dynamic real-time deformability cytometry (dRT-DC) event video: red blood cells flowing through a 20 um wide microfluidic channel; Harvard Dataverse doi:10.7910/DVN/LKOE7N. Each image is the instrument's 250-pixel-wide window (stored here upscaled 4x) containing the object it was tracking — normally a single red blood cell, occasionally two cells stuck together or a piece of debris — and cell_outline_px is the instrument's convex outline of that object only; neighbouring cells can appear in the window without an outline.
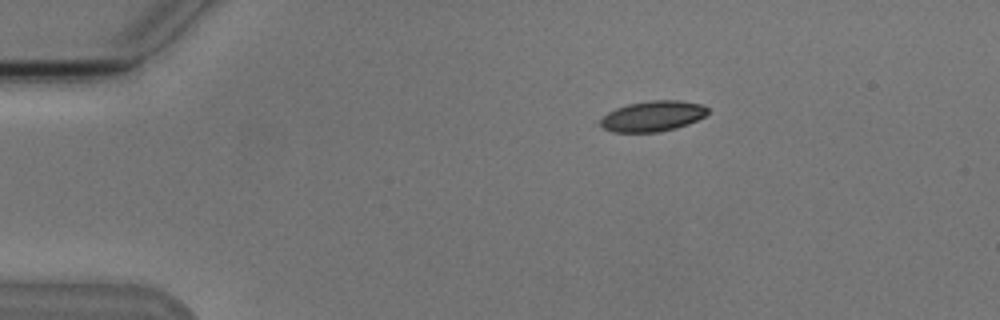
{"species": "Egyptian fruit bat (a non-hibernating species)", "species_latin": "Rousettus aegyptiacus", "temperature_condition": "cold", "stored_images_in_passage": 8, "camera_frame_rate_fps": 3000, "um_per_image_px": 0.085, "animal": {"sex": "male"}, "frame": {"image": 1, "passage_image": 1, "time_ms": 0.0, "image_size_px": [1000, 320], "cell_outline_px": [[708, 112], [704, 116], [688, 124], [676, 128], [660, 132], [612, 132], [604, 128], [600, 124], [600, 120], [608, 112], [616, 108], [628, 104], [652, 100], [680, 100], [704, 104], [708, 108]], "centroid_in_image_um": [55.5, 9.87], "position_along_channel_um": 29.5, "area_um2": 19.13}}
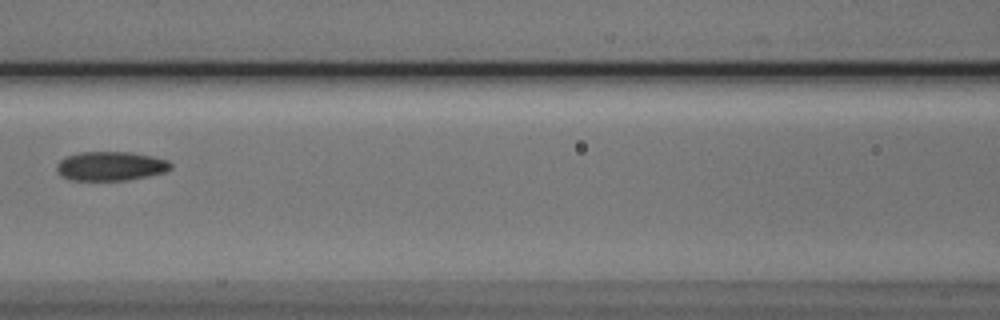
{"frame": {"image": 2, "passage_image": 5, "time_ms": 5.0, "image_size_px": [1000, 320], "cell_outline_px": [[172, 168], [164, 172], [128, 180], [72, 180], [64, 176], [56, 168], [56, 164], [60, 160], [68, 156], [80, 152], [132, 152], [152, 156], [168, 160], [172, 164]], "centroid_in_image_um": [9.44, 14.11], "position_along_channel_um": 157.2, "area_um2": 19.19}}
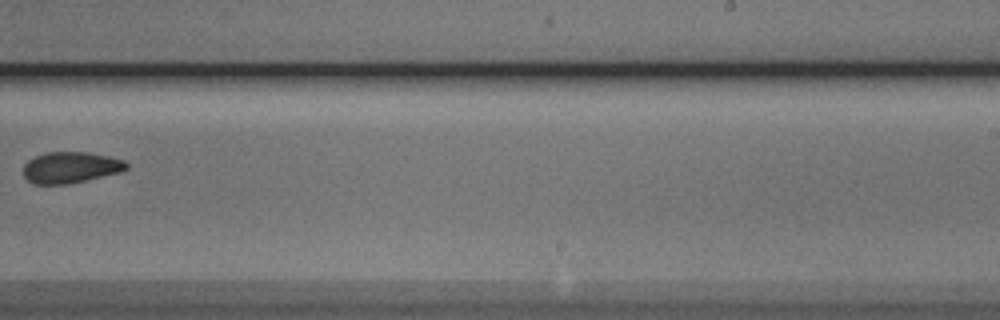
{"frame": {"image": 3, "passage_image": 8, "time_ms": 8.333, "image_size_px": [1000, 320], "cell_outline_px": [[128, 168], [120, 172], [68, 184], [36, 184], [28, 180], [24, 176], [24, 164], [28, 160], [36, 156], [48, 152], [88, 152], [108, 156], [124, 160], [128, 164]], "centroid_in_image_um": [6.01, 14.23], "position_along_channel_um": 283.0, "area_um2": 18.61}}